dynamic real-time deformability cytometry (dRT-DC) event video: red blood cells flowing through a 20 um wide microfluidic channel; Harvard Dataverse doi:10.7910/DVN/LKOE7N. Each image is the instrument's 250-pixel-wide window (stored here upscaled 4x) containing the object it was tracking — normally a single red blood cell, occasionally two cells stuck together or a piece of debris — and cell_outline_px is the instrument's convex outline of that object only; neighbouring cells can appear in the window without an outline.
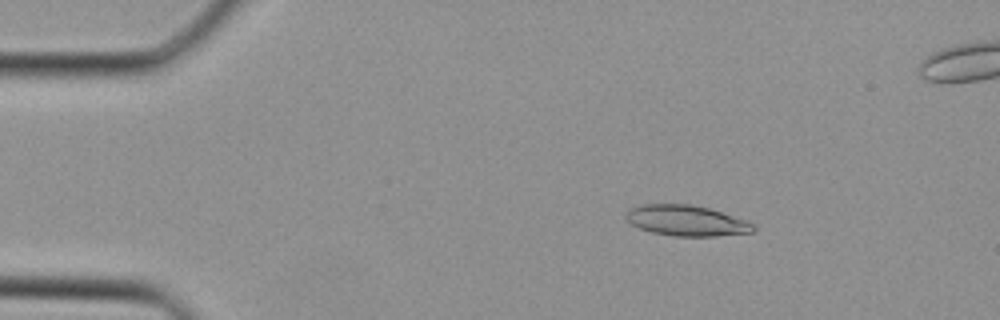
{"species": "Egyptian fruit bat (a non-hibernating species)", "species_latin": "Rousettus aegyptiacus", "temperature_condition": "cold", "stored_images_in_passage": 34, "camera_frame_rate_fps": 3000, "um_per_image_px": 0.085, "animal": {"sex": "female"}, "frame": {"image": 1, "passage_image": 3, "time_ms": 0.667, "image_size_px": [1000, 320], "cell_outline_px": [[756, 228], [752, 232], [716, 236], [676, 236], [652, 232], [640, 228], [632, 224], [624, 216], [628, 208], [640, 204], [692, 204], [708, 208], [748, 220], [756, 224]], "centroid_in_image_um": [58.36, 18.74], "position_along_channel_um": 26.6, "area_um2": 22.89}}
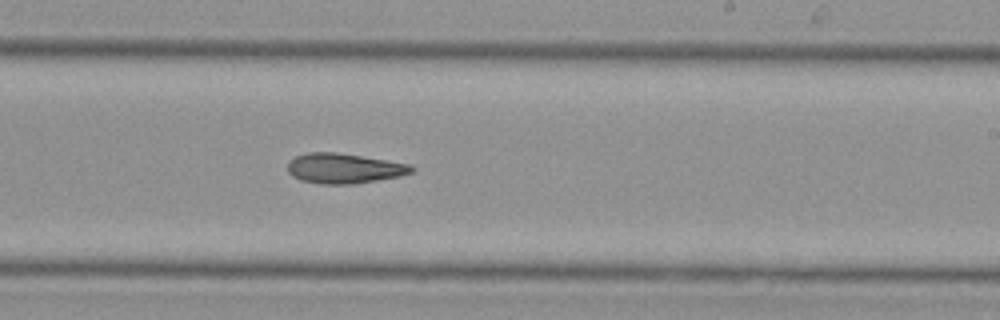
{"frame": {"image": 2, "passage_image": 20, "time_ms": 6.333, "image_size_px": [1000, 320], "cell_outline_px": [[416, 168], [412, 172], [400, 176], [356, 184], [324, 184], [300, 180], [292, 176], [288, 172], [288, 164], [296, 156], [308, 152], [336, 152], [408, 164]], "centroid_in_image_um": [29.23, 14.32], "position_along_channel_um": 259.8, "area_um2": 21.5}}
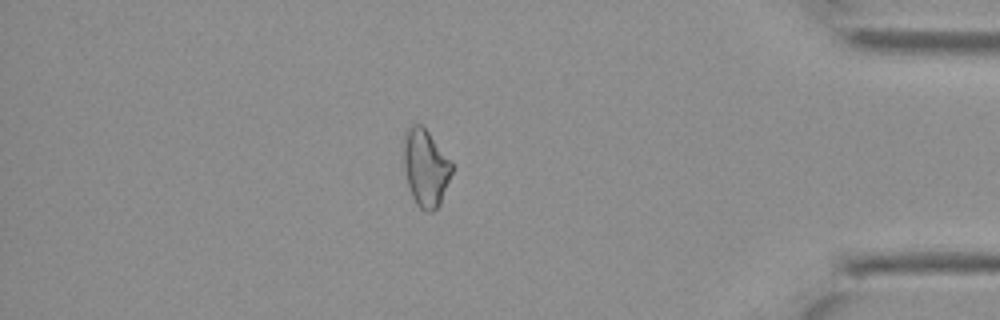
{"frame": {"image": 3, "passage_image": 30, "time_ms": 9.667, "image_size_px": [1000, 320], "cell_outline_px": [[452, 172], [440, 204], [432, 212], [424, 212], [416, 204], [412, 196], [408, 184], [404, 168], [404, 132], [412, 124], [420, 124], [428, 132], [452, 160]], "centroid_in_image_um": [36.18, 14.27], "position_along_channel_um": 399.0, "area_um2": 21.68}}